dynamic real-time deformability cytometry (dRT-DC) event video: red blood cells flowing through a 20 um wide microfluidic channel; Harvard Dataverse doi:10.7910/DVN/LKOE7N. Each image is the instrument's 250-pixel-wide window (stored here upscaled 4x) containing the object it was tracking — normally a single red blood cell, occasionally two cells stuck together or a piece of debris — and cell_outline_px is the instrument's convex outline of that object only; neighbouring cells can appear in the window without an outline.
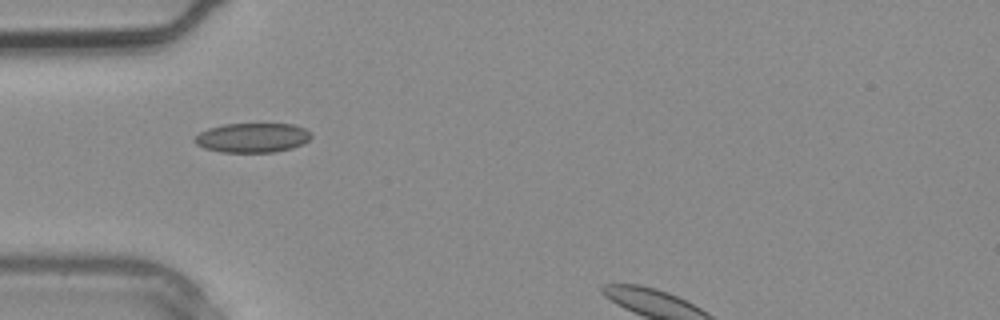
{"species": "common noctule bat (a hibernating species)", "species_latin": "Nyctalus noctula", "temperature_condition": "warm", "stored_images_in_passage": 1, "camera_frame_rate_fps": 3000, "um_per_image_px": 0.085, "animal": {"sex": "male", "body_mass_g": 20.4}, "frame": {"image": 1, "passage_image": 1, "time_ms": 0.0, "image_size_px": [1000, 320], "cell_outline_px": [[312, 136], [308, 140], [292, 148], [272, 152], [220, 152], [204, 148], [196, 144], [192, 140], [200, 132], [208, 128], [224, 124], [292, 124], [304, 128], [312, 132]], "centroid_in_image_um": [21.43, 11.7], "position_along_channel_um": 63.6, "area_um2": 20.0}}